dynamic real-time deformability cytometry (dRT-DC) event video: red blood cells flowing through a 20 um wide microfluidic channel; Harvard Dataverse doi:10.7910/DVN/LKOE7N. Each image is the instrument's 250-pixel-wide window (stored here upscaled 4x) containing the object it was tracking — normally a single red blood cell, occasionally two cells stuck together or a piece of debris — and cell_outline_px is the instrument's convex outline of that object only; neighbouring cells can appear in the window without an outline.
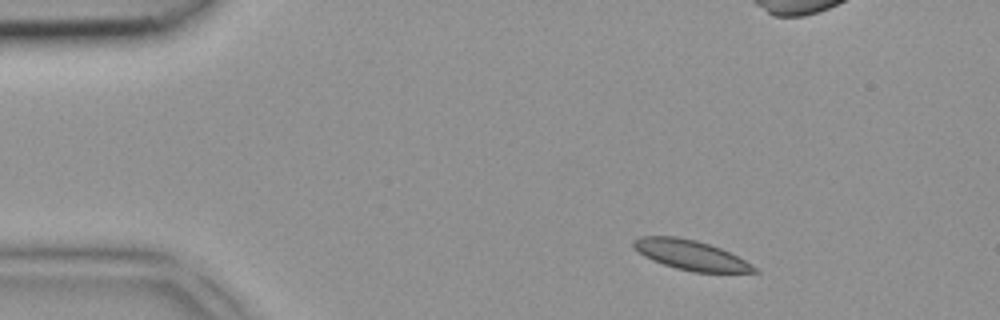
{"species": "common noctule bat (a hibernating species)", "species_latin": "Nyctalus noctula", "temperature_condition": "room temperature", "stored_images_in_passage": 6, "camera_frame_rate_fps": 3000, "um_per_image_px": 0.085, "animal": {"sex": "female", "body_mass_g": 18.4}, "frame": {"image": 1, "passage_image": 1, "time_ms": 0.0, "image_size_px": [1000, 320], "cell_outline_px": [[760, 272], [692, 272], [676, 268], [652, 260], [644, 256], [632, 248], [632, 240], [640, 236], [676, 236], [696, 240], [720, 248], [752, 264]], "centroid_in_image_um": [58.65, 21.67], "position_along_channel_um": 26.4, "area_um2": 20.87}}
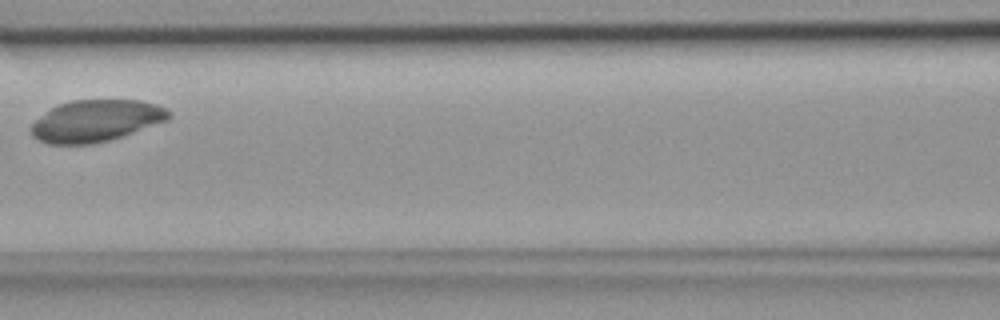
{"frame": {"image": 2, "passage_image": 6, "time_ms": 1.667, "image_size_px": [1000, 320], "cell_outline_px": [[172, 116], [168, 120], [124, 136], [112, 140], [92, 144], [48, 144], [32, 136], [32, 124], [36, 120], [52, 108], [60, 104], [72, 100], [140, 100], [156, 104], [168, 108], [172, 112]], "centroid_in_image_um": [8.23, 10.27], "position_along_channel_um": 158.4, "area_um2": 33.58}}